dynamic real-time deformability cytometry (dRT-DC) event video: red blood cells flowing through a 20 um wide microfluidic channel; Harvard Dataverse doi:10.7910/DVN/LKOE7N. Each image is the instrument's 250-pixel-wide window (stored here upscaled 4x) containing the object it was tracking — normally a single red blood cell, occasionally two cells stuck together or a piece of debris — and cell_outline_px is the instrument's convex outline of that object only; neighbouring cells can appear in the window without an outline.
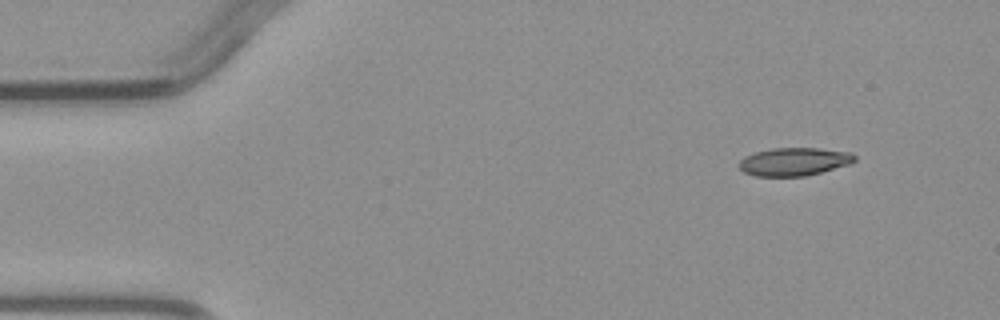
{"species": "common noctule bat (a hibernating species)", "species_latin": "Nyctalus noctula", "temperature_condition": "warm", "stored_images_in_passage": 2, "camera_frame_rate_fps": 3000, "um_per_image_px": 0.085, "animal": {"sex": "male", "body_mass_g": 23.1, "forearm_length_mm": 52.7}, "frame": {"image": 1, "passage_image": 1, "time_ms": 0.0, "image_size_px": [1000, 320], "cell_outline_px": [[856, 160], [852, 164], [804, 176], [756, 176], [744, 172], [740, 168], [740, 160], [744, 156], [756, 152], [772, 148], [820, 148], [852, 152], [856, 156]], "centroid_in_image_um": [67.55, 13.73], "position_along_channel_um": 17.5, "area_um2": 18.96}}